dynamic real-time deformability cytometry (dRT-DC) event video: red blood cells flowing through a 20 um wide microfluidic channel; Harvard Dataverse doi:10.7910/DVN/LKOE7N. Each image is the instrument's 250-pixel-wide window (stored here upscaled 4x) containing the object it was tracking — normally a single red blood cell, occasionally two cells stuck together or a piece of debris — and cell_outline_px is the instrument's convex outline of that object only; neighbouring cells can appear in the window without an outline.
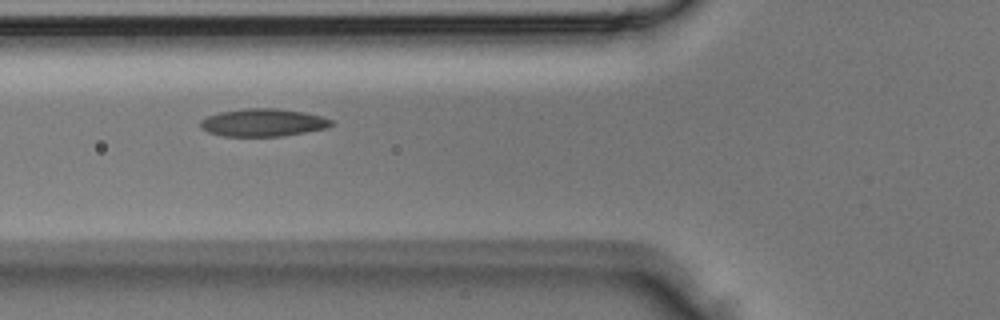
{"species": "Egyptian fruit bat (a non-hibernating species)", "species_latin": "Rousettus aegyptiacus", "temperature_condition": "room temperature", "stored_images_in_passage": 4, "camera_frame_rate_fps": 3000, "um_per_image_px": 0.085, "animal": {"sex": "male"}, "frame": {"image": 1, "passage_image": 4, "time_ms": 1.0, "image_size_px": [1000, 320], "cell_outline_px": [[332, 124], [328, 128], [284, 136], [224, 136], [208, 132], [200, 128], [200, 120], [208, 116], [220, 112], [248, 108], [276, 108], [304, 112], [320, 116], [332, 120]], "centroid_in_image_um": [22.36, 10.42], "position_along_channel_um": 103.4, "area_um2": 21.1}}